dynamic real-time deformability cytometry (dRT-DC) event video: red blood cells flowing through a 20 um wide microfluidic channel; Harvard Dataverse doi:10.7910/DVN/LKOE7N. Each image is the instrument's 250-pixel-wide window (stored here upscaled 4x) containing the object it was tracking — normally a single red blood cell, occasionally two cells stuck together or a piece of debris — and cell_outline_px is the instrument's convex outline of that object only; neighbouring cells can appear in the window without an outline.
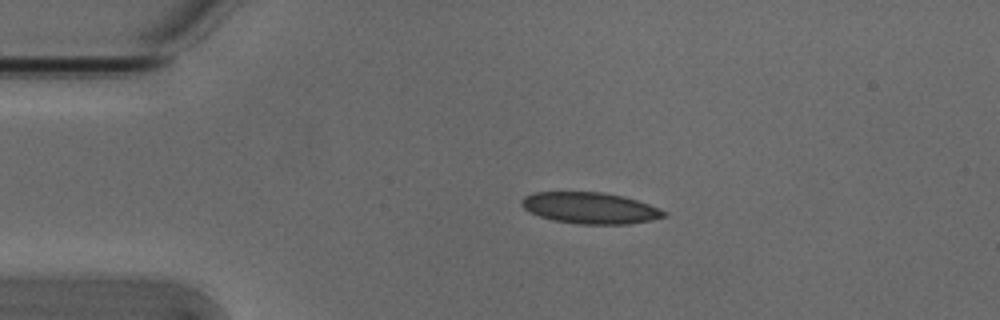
{"species": "Egyptian fruit bat (a non-hibernating species)", "species_latin": "Rousettus aegyptiacus", "temperature_condition": "cold", "stored_images_in_passage": 43, "camera_frame_rate_fps": 3000, "um_per_image_px": 0.085, "animal": {"sex": "male"}, "frame": {"image": 1, "passage_image": 1, "time_ms": 0.0, "image_size_px": [1000, 320], "cell_outline_px": [[668, 216], [652, 220], [628, 224], [576, 224], [552, 220], [540, 216], [524, 208], [520, 204], [520, 200], [524, 196], [536, 192], [600, 192], [624, 196], [660, 208], [668, 212]], "centroid_in_image_um": [50.19, 17.68], "position_along_channel_um": 34.8, "area_um2": 26.07}}
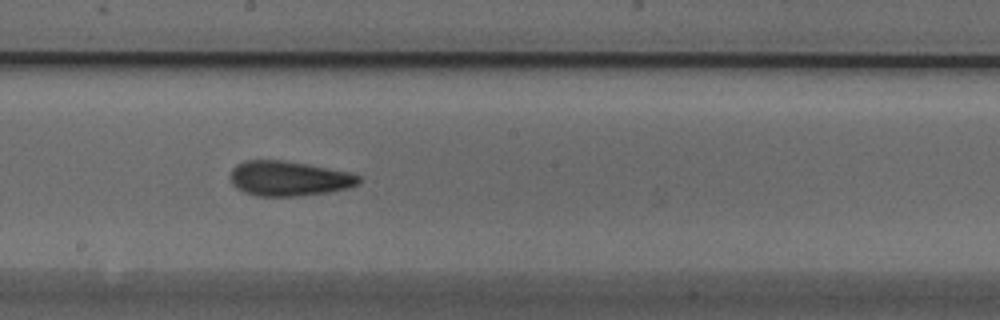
{"frame": {"image": 2, "passage_image": 19, "time_ms": 6.0, "image_size_px": [1000, 320], "cell_outline_px": [[360, 184], [348, 188], [328, 192], [296, 196], [256, 196], [244, 192], [236, 188], [232, 184], [232, 168], [236, 164], [244, 160], [284, 160], [308, 164], [348, 172], [360, 176]], "centroid_in_image_um": [24.55, 15.17], "position_along_channel_um": 223.7, "area_um2": 26.13}}
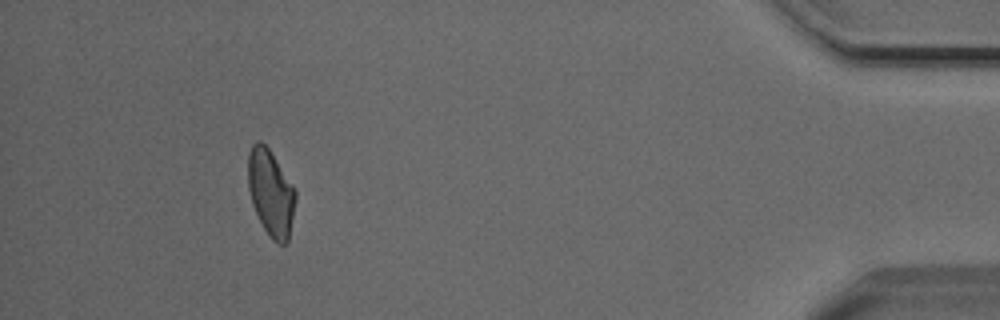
{"frame": {"image": 3, "passage_image": 39, "time_ms": 12.667, "image_size_px": [1000, 320], "cell_outline_px": [[296, 200], [288, 240], [284, 244], [280, 244], [272, 240], [264, 228], [252, 204], [248, 188], [248, 152], [252, 144], [256, 140], [260, 140], [268, 148], [296, 192]], "centroid_in_image_um": [22.99, 16.38], "position_along_channel_um": 412.2, "area_um2": 23.52}, "authors_computed_cell_mechanics": {"area_um2": 25.3742, "velocity_mm_per_s": 3.797, "shape_relaxation_time_tau1_ms": 4.3597, "shape_relaxation_time_tau2_ms": 1.8832, "deformation_change_tau1": 0.1228, "deformation_change_tau2": 0.0843}}